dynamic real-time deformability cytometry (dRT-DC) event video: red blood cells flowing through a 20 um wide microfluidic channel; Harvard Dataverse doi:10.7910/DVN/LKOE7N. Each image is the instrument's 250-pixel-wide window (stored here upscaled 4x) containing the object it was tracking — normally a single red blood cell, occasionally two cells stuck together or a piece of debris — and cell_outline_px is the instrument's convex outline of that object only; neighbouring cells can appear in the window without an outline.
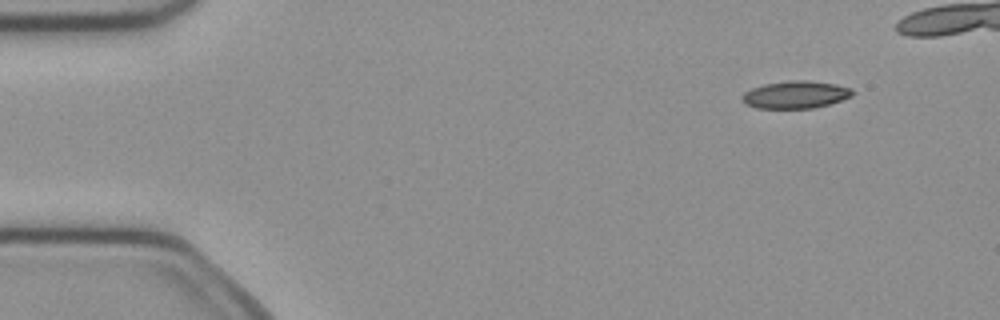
{"species": "common noctule bat (a hibernating species)", "species_latin": "Nyctalus noctula", "temperature_condition": "cold", "stored_images_in_passage": 40, "camera_frame_rate_fps": 3000, "um_per_image_px": 0.085, "animal": {"sex": "female", "body_mass_g": 21.9}, "frame": {"image": 1, "passage_image": 1, "time_ms": 0.0, "image_size_px": [1000, 320], "cell_outline_px": [[852, 96], [828, 104], [812, 108], [756, 108], [744, 104], [740, 100], [740, 96], [744, 92], [752, 88], [764, 84], [788, 80], [808, 80], [836, 84], [852, 88]], "centroid_in_image_um": [67.56, 8.04], "position_along_channel_um": 17.4, "area_um2": 17.74}}
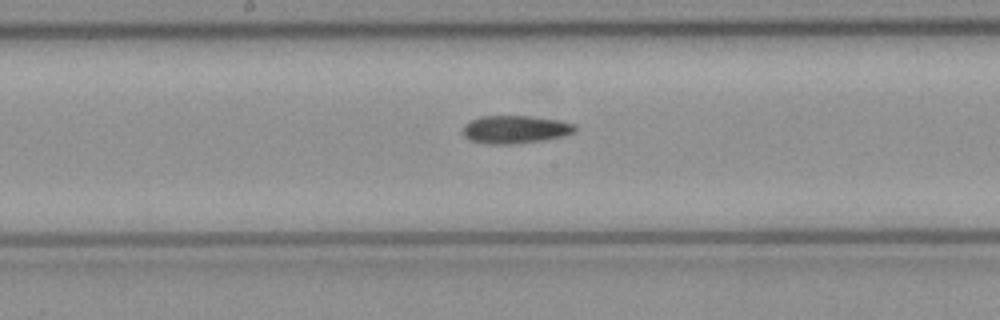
{"frame": {"image": 2, "passage_image": 22, "time_ms": 7.0, "image_size_px": [1000, 320], "cell_outline_px": [[576, 132], [564, 136], [544, 140], [512, 144], [488, 144], [472, 140], [464, 136], [464, 124], [468, 120], [480, 116], [528, 116], [560, 120], [576, 124]], "centroid_in_image_um": [43.82, 10.99], "position_along_channel_um": 204.4, "area_um2": 18.38}}
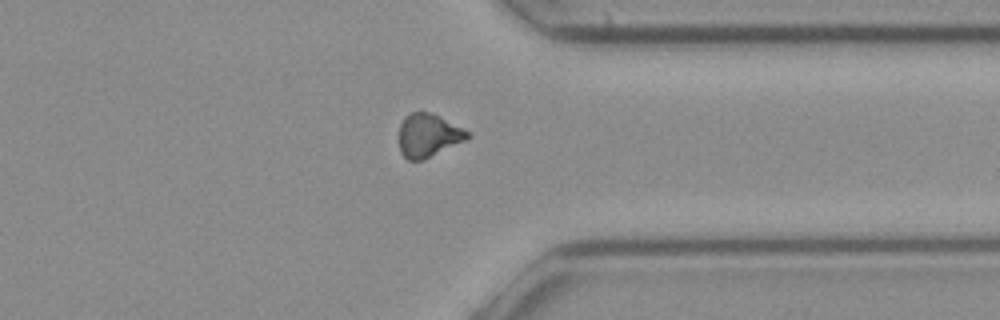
{"frame": {"image": 3, "passage_image": 35, "time_ms": 11.333, "image_size_px": [1000, 320], "cell_outline_px": [[468, 140], [424, 160], [408, 160], [400, 152], [400, 124], [404, 116], [412, 112], [432, 112], [464, 128], [468, 132]], "centroid_in_image_um": [36.42, 11.51], "position_along_channel_um": 375.0, "area_um2": 17.46}}